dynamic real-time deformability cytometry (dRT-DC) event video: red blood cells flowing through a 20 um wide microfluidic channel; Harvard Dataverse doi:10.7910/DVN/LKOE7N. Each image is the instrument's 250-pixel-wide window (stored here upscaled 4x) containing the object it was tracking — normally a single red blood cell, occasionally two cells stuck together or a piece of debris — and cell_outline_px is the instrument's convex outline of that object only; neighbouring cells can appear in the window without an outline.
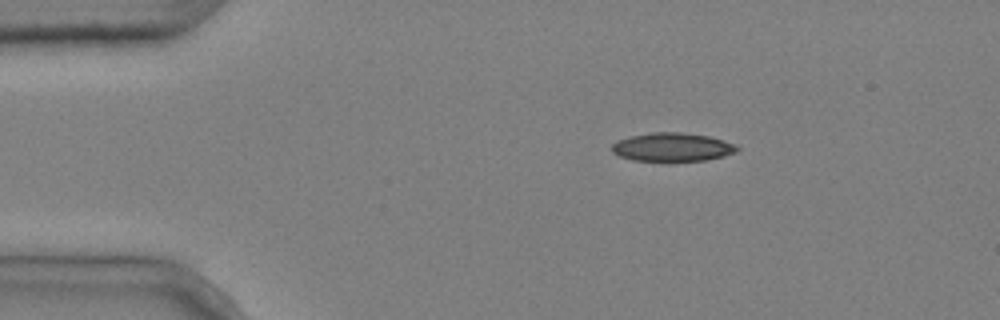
{"species": "common noctule bat (a hibernating species)", "species_latin": "Nyctalus noctula", "temperature_condition": "cold", "stored_images_in_passage": 3, "camera_frame_rate_fps": 3000, "um_per_image_px": 0.085, "animal": {"sex": "male", "body_mass_g": 20.4}, "frame": {"image": 1, "passage_image": 1, "time_ms": 0.0, "image_size_px": [1000, 320], "cell_outline_px": [[740, 148], [736, 152], [724, 156], [708, 160], [632, 160], [620, 156], [612, 152], [612, 144], [616, 140], [632, 136], [652, 132], [680, 132], [708, 136], [724, 140], [736, 144]], "centroid_in_image_um": [57.17, 12.49], "position_along_channel_um": 27.8, "area_um2": 20.69}}